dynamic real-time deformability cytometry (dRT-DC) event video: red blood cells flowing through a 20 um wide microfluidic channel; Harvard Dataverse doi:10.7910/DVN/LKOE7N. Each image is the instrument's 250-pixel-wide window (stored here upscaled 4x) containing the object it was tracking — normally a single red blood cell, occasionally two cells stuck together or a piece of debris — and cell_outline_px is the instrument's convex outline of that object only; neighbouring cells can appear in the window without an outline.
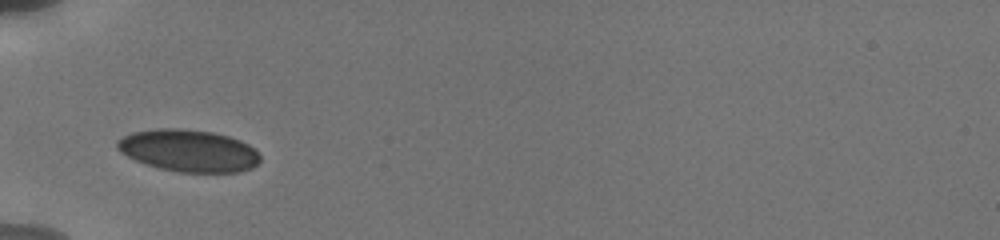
{"species": "human", "species_latin": "Homo sapiens", "temperature_condition": "cold", "stored_images_in_passage": 31, "camera_frame_rate_fps": 3000, "um_per_image_px": 0.085, "donor": {"sex": "male"}, "frame": {"image": 1, "passage_image": 1, "time_ms": 0.0, "image_size_px": [1000, 240], "cell_outline_px": [[260, 160], [252, 168], [240, 172], [176, 172], [144, 164], [120, 152], [116, 148], [116, 140], [132, 132], [156, 128], [180, 128], [212, 132], [228, 136], [240, 140], [248, 144], [260, 156]], "centroid_in_image_um": [16.0, 12.8], "position_along_channel_um": 69.0, "area_um2": 35.14}}
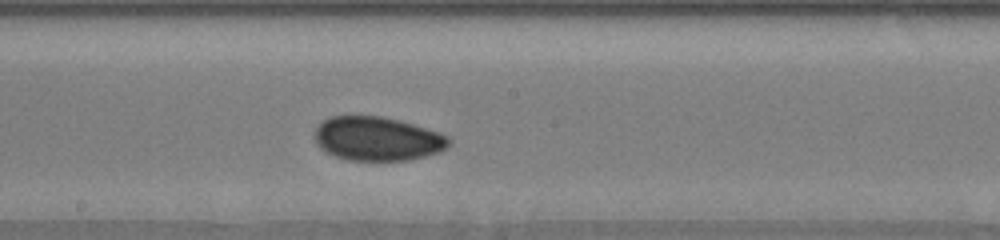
{"frame": {"image": 2, "passage_image": 12, "time_ms": 4.0, "image_size_px": [1000, 240], "cell_outline_px": [[452, 144], [448, 148], [440, 152], [408, 160], [348, 160], [336, 156], [320, 148], [316, 144], [316, 128], [324, 120], [332, 116], [380, 116], [400, 120], [440, 132], [448, 136], [452, 140]], "centroid_in_image_um": [32.14, 11.79], "position_along_channel_um": 216.1, "area_um2": 34.39}}
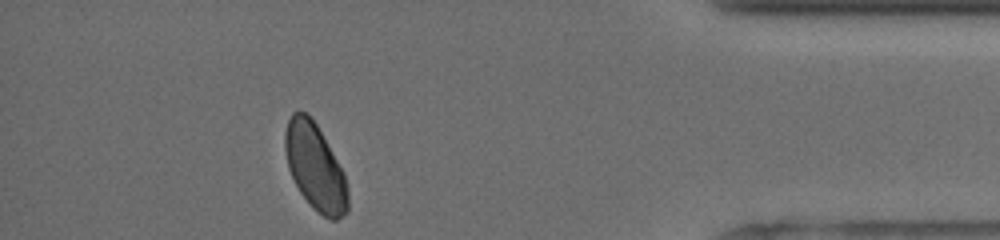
{"frame": {"image": 3, "passage_image": 27, "time_ms": 10.0, "image_size_px": [1000, 240], "cell_outline_px": [[348, 212], [336, 220], [332, 220], [324, 216], [312, 208], [300, 192], [288, 168], [284, 148], [284, 132], [288, 120], [292, 112], [304, 112], [312, 116], [344, 172], [348, 188]], "centroid_in_image_um": [26.79, 14.19], "position_along_channel_um": 408.4, "area_um2": 31.79}, "authors_computed_cell_mechanics": {"area_um2": 34.102, "velocity_mm_per_s": 3.7922, "shape_relaxation_time_tau1_ms": null, "shape_relaxation_time_tau2_ms": 3.121, "deformation_change_tau1": null, "deformation_change_tau2": 0.0423}}